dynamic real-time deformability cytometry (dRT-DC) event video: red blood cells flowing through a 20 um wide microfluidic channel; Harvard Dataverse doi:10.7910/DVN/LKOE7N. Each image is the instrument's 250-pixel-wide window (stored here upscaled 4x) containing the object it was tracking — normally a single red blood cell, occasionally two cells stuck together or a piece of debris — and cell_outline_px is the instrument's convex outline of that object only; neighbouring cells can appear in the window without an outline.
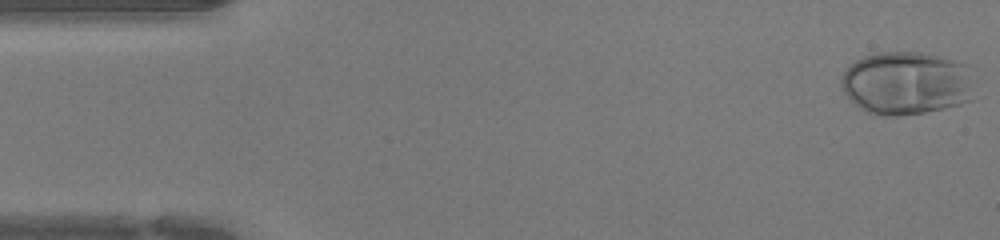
{"species": "human", "species_latin": "Homo sapiens", "temperature_condition": "warm", "stored_images_in_passage": 44, "camera_frame_rate_fps": 3000, "um_per_image_px": 0.085, "donor": {"sex": "female"}, "frame": {"image": 1, "passage_image": 1, "time_ms": 0.0, "image_size_px": [1000, 240], "cell_outline_px": [[972, 100], [960, 104], [944, 108], [924, 112], [896, 116], [888, 116], [868, 112], [860, 108], [844, 92], [840, 84], [840, 80], [844, 72], [856, 60], [864, 56], [884, 52], [920, 52], [952, 60], [964, 64]], "centroid_in_image_um": [76.97, 7.08], "position_along_channel_um": 8.0, "area_um2": 48.03}}
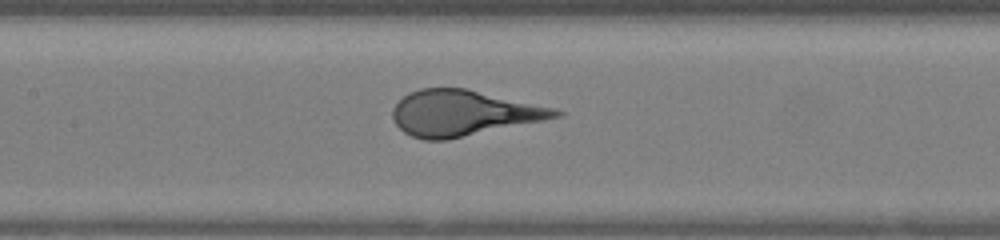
{"frame": {"image": 2, "passage_image": 20, "time_ms": 6.333, "image_size_px": [1000, 240], "cell_outline_px": [[564, 116], [448, 140], [424, 140], [412, 136], [404, 132], [396, 124], [392, 116], [392, 108], [408, 92], [420, 88], [468, 88], [556, 108], [564, 112]], "centroid_in_image_um": [39.4, 9.61], "position_along_channel_um": 168.0, "area_um2": 43.58}}
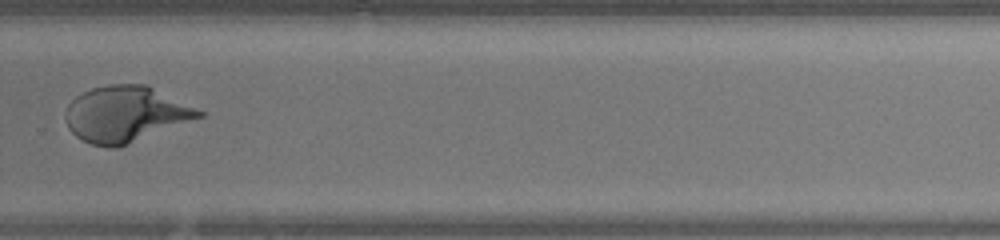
{"frame": {"image": 3, "passage_image": 30, "time_ms": 9.667, "image_size_px": [1000, 240], "cell_outline_px": [[204, 116], [120, 148], [108, 148], [92, 144], [76, 136], [68, 128], [64, 116], [68, 104], [76, 96], [92, 88], [108, 84], [148, 84], [204, 112]], "centroid_in_image_um": [10.67, 9.71], "position_along_channel_um": 319.1, "area_um2": 43.7}}